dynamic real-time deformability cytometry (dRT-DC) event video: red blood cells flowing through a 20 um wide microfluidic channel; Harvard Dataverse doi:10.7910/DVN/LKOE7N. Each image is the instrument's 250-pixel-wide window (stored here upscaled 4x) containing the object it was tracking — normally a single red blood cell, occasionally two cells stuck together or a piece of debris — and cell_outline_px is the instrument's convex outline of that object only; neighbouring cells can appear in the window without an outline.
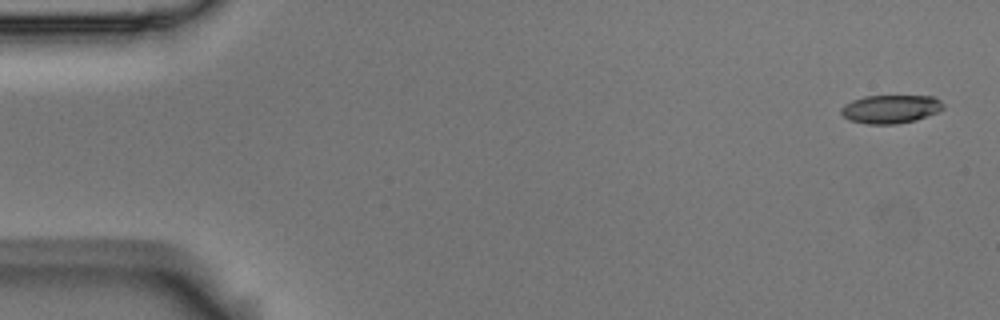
{"species": "Egyptian fruit bat (a non-hibernating species)", "species_latin": "Rousettus aegyptiacus", "temperature_condition": "room temperature", "stored_images_in_passage": 54, "camera_frame_rate_fps": 3000, "um_per_image_px": 0.085, "animal": {"sex": "male"}, "frame": {"image": 1, "passage_image": 1, "time_ms": 0.0, "image_size_px": [1000, 320], "cell_outline_px": [[944, 108], [940, 112], [916, 120], [896, 124], [868, 124], [848, 120], [840, 112], [840, 108], [844, 104], [852, 100], [864, 96], [932, 96], [940, 100], [944, 104]], "centroid_in_image_um": [75.71, 9.27], "position_along_channel_um": 9.3, "area_um2": 17.11}}
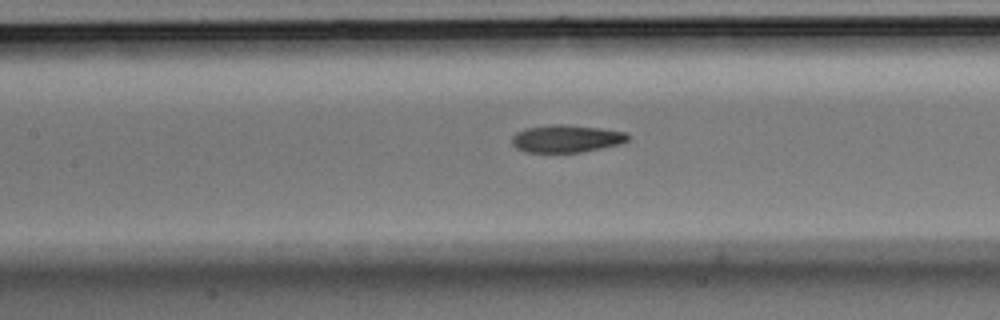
{"frame": {"image": 2, "passage_image": 24, "time_ms": 7.667, "image_size_px": [1000, 320], "cell_outline_px": [[628, 140], [620, 144], [580, 152], [524, 152], [516, 148], [512, 144], [512, 136], [516, 132], [524, 128], [548, 124], [564, 124], [600, 128], [628, 132]], "centroid_in_image_um": [48.11, 11.77], "position_along_channel_um": 159.3, "area_um2": 18.73}}
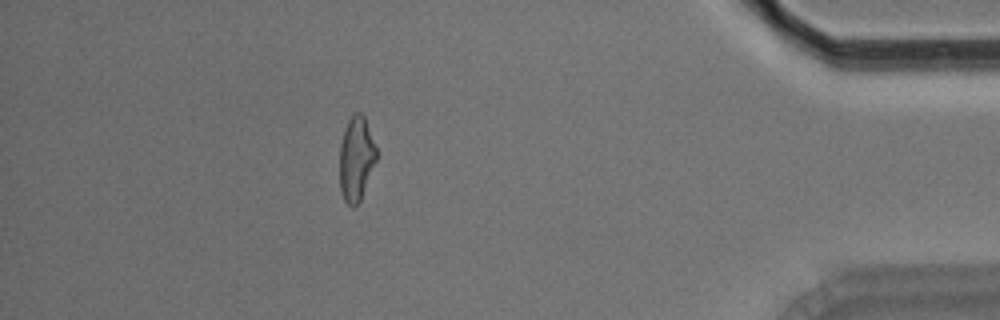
{"frame": {"image": 3, "passage_image": 48, "time_ms": 15.667, "image_size_px": [1000, 320], "cell_outline_px": [[376, 160], [360, 200], [352, 208], [344, 200], [340, 192], [340, 144], [344, 128], [348, 120], [356, 112], [360, 112], [364, 116], [376, 148]], "centroid_in_image_um": [30.25, 13.49], "position_along_channel_um": 404.9, "area_um2": 17.86}, "authors_computed_cell_mechanics": {"area_um2": 18.5827, "velocity_mm_per_s": 3.6486, "shape_relaxation_time_tau1_ms": 5.8761, "shape_relaxation_time_tau2_ms": 4.3617, "deformation_change_tau1": 0.1829, "deformation_change_tau2": 0.1361}}